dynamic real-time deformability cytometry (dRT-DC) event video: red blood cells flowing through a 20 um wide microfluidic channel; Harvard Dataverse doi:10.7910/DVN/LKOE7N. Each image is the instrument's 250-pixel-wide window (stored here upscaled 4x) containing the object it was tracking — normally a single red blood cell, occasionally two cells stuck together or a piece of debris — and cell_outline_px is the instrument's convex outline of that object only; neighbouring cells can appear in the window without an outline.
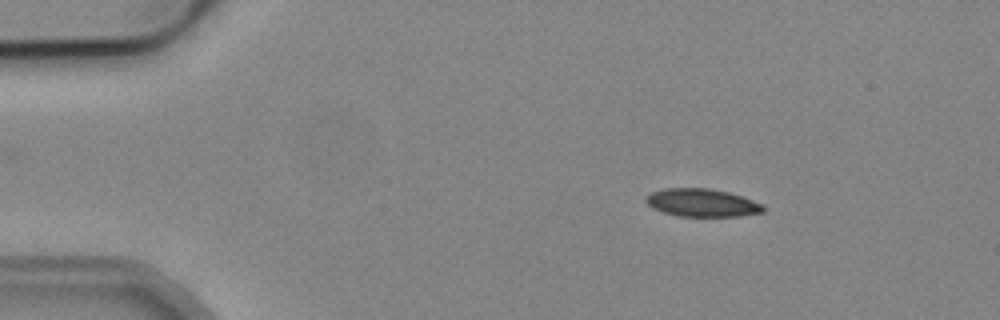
{"species": "common noctule bat (a hibernating species)", "species_latin": "Nyctalus noctula", "temperature_condition": "cold", "stored_images_in_passage": 3, "camera_frame_rate_fps": 3000, "um_per_image_px": 0.085, "animal": {"sex": "male", "body_mass_g": 19.2, "forearm_length_mm": 51.8}, "frame": {"image": 1, "passage_image": 1, "time_ms": 0.0, "image_size_px": [1000, 320], "cell_outline_px": [[764, 212], [740, 216], [680, 216], [664, 212], [652, 208], [644, 200], [644, 196], [652, 192], [664, 188], [708, 188], [728, 192], [764, 204]], "centroid_in_image_um": [59.65, 17.23], "position_along_channel_um": 25.3, "area_um2": 19.07}}